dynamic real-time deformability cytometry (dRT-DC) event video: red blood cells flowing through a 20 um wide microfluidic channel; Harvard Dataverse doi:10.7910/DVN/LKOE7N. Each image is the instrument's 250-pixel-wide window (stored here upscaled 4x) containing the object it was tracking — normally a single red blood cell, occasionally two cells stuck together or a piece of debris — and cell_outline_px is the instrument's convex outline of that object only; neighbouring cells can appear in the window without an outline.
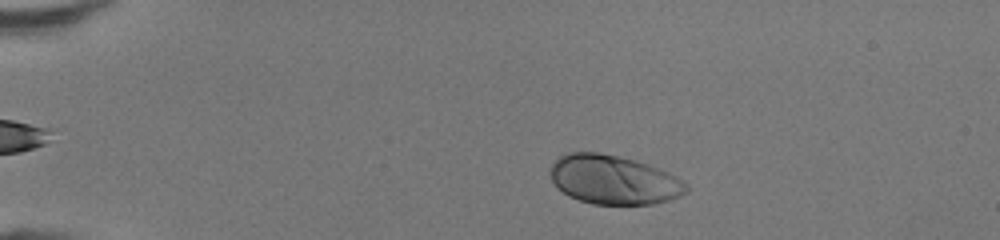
{"species": "human", "species_latin": "Homo sapiens", "temperature_condition": "room temperature", "stored_images_in_passage": 44, "camera_frame_rate_fps": 3000, "um_per_image_px": 0.085, "donor": {"sex": "female"}, "frame": {"image": 1, "passage_image": 6, "time_ms": 1.667, "image_size_px": [1000, 240], "cell_outline_px": [[692, 188], [688, 192], [680, 196], [668, 200], [652, 204], [592, 204], [568, 196], [552, 180], [552, 164], [560, 156], [568, 152], [600, 152], [620, 156], [636, 160], [660, 168], [676, 176], [688, 184]], "centroid_in_image_um": [52.23, 15.27], "position_along_channel_um": 32.8, "area_um2": 38.96}}
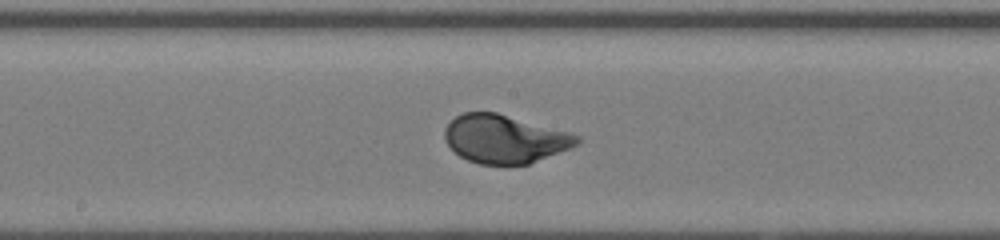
{"frame": {"image": 2, "passage_image": 23, "time_ms": 7.333, "image_size_px": [1000, 240], "cell_outline_px": [[580, 144], [572, 148], [528, 164], [480, 164], [468, 160], [460, 156], [444, 140], [444, 128], [456, 116], [464, 112], [496, 112], [568, 132], [580, 136]], "centroid_in_image_um": [42.9, 11.81], "position_along_channel_um": 205.3, "area_um2": 37.05}}
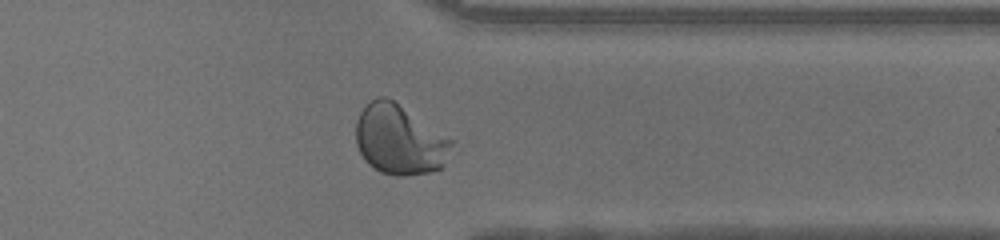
{"frame": {"image": 3, "passage_image": 35, "time_ms": 11.333, "image_size_px": [1000, 240], "cell_outline_px": [[456, 140], [444, 164], [440, 168], [432, 172], [404, 176], [396, 176], [380, 172], [372, 168], [364, 160], [356, 144], [356, 120], [360, 112], [376, 96], [388, 96]], "centroid_in_image_um": [33.99, 11.87], "position_along_channel_um": 377.4, "area_um2": 39.71}, "authors_computed_cell_mechanics": {"area_um2": 37.6567, "velocity_mm_per_s": 4.3264, "shape_relaxation_time_tau1_ms": 2.941, "shape_relaxation_time_tau2_ms": null, "deformation_change_tau1": 0.1694, "deformation_change_tau2": null}}